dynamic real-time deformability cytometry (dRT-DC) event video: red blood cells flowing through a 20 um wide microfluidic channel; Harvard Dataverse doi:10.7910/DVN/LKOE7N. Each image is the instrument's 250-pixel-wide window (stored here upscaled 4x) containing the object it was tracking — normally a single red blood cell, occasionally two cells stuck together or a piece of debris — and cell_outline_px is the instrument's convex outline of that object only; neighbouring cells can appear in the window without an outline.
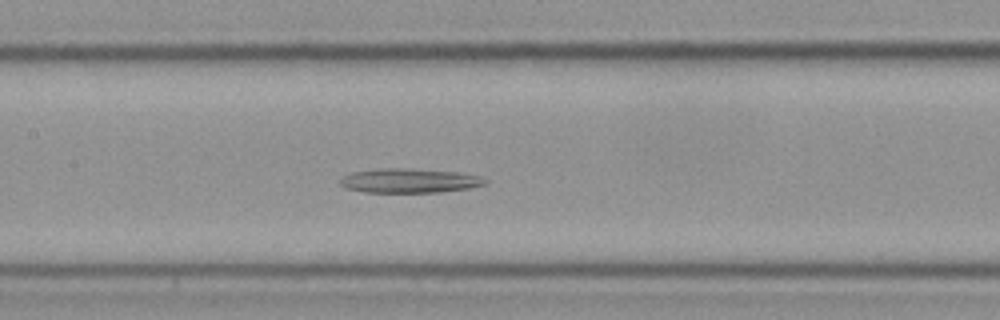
{"species": "Egyptian fruit bat (a non-hibernating species)", "species_latin": "Rousettus aegyptiacus", "temperature_condition": "cold", "stored_images_in_passage": 55, "camera_frame_rate_fps": 3000, "um_per_image_px": 0.085, "frame": {"image": 1, "passage_image": 25, "time_ms": 8.0, "image_size_px": [1000, 320], "cell_outline_px": [[488, 184], [468, 188], [440, 192], [364, 192], [344, 188], [340, 184], [340, 180], [344, 176], [352, 172], [380, 168], [404, 168], [456, 172], [480, 176], [488, 180]], "centroid_in_image_um": [34.8, 15.36], "position_along_channel_um": 172.6, "area_um2": 20.52}}
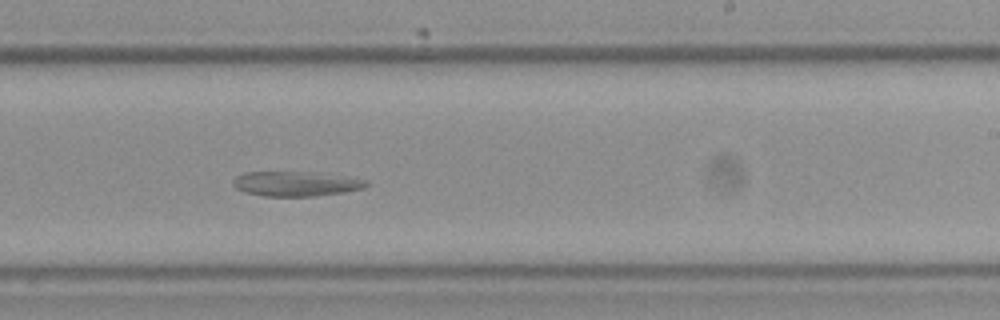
{"frame": {"image": 2, "passage_image": 33, "time_ms": 10.667, "image_size_px": [1000, 320], "cell_outline_px": [[368, 184], [364, 188], [344, 192], [316, 196], [264, 196], [244, 192], [236, 188], [232, 184], [232, 180], [236, 176], [244, 172], [320, 172], [348, 176], [368, 180]], "centroid_in_image_um": [25.17, 15.61], "position_along_channel_um": 263.8, "area_um2": 19.54}}
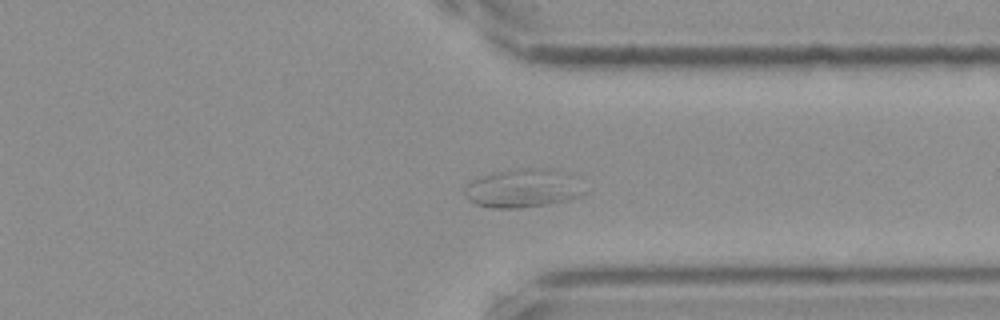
{"frame": {"image": 3, "passage_image": 42, "time_ms": 13.667, "image_size_px": [1000, 320], "cell_outline_px": [[588, 192], [580, 196], [568, 200], [520, 208], [492, 208], [476, 204], [468, 200], [464, 196], [464, 188], [472, 180], [492, 172], [516, 168], [540, 168], [552, 172]], "centroid_in_image_um": [44.24, 16.05], "position_along_channel_um": 367.2, "area_um2": 25.66}}